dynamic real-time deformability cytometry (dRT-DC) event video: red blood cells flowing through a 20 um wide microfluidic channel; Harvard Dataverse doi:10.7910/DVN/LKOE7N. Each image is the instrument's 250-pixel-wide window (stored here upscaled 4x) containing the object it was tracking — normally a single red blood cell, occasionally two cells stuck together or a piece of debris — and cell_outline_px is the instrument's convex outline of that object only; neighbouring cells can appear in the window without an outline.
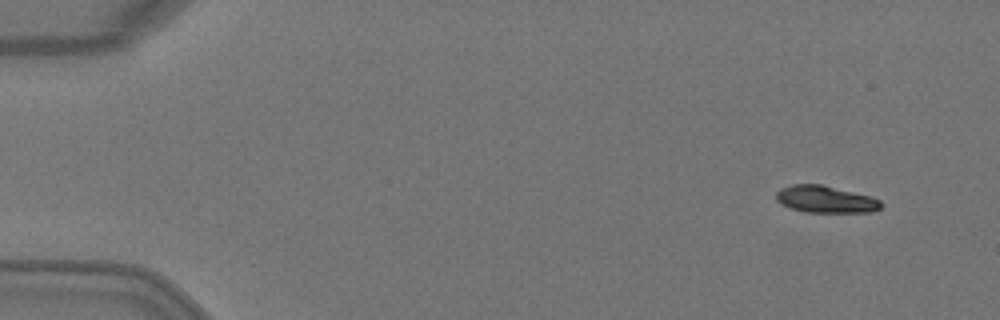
{"species": "Egyptian fruit bat (a non-hibernating species)", "species_latin": "Rousettus aegyptiacus", "temperature_condition": "warm", "stored_images_in_passage": 4, "camera_frame_rate_fps": 3000, "um_per_image_px": 0.085, "animal": {"sex": "female"}, "frame": {"image": 1, "passage_image": 1, "time_ms": 0.0, "image_size_px": [1000, 320], "cell_outline_px": [[884, 204], [880, 208], [872, 212], [804, 212], [780, 204], [776, 200], [776, 192], [780, 188], [792, 184], [820, 184], [872, 196], [880, 200]], "centroid_in_image_um": [70.18, 16.94], "position_along_channel_um": 14.8, "area_um2": 16.65}}
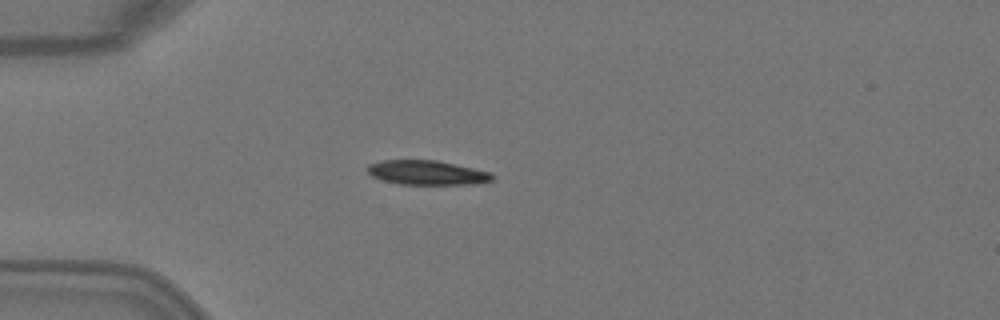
{"frame": {"image": 2, "passage_image": 4, "time_ms": 1.0, "image_size_px": [1000, 320], "cell_outline_px": [[492, 180], [476, 184], [400, 184], [384, 180], [372, 176], [364, 168], [368, 164], [380, 160], [436, 160], [472, 168], [488, 172], [492, 176]], "centroid_in_image_um": [36.21, 14.67], "position_along_channel_um": 48.8, "area_um2": 17.57}}